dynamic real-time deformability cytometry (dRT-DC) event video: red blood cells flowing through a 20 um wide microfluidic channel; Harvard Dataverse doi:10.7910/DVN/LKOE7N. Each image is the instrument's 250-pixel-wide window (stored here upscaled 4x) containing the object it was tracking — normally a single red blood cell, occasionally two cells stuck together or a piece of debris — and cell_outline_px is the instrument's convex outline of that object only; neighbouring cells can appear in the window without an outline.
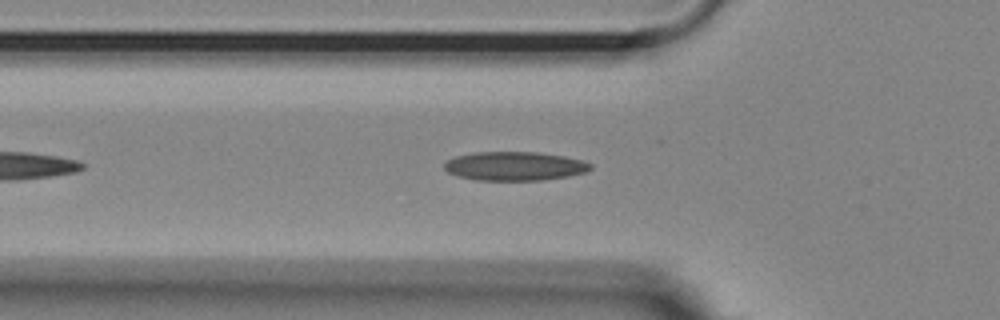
{"species": "Egyptian fruit bat (a non-hibernating species)", "species_latin": "Rousettus aegyptiacus", "temperature_condition": "room temperature", "stored_images_in_passage": 29, "camera_frame_rate_fps": 3000, "um_per_image_px": 0.085, "animal": {"sex": "female"}, "frame": {"image": 1, "passage_image": 8, "time_ms": 2.333, "image_size_px": [1000, 320], "cell_outline_px": [[592, 168], [584, 172], [568, 176], [540, 180], [476, 180], [456, 176], [448, 172], [444, 168], [444, 164], [448, 160], [456, 156], [472, 152], [536, 152], [564, 156], [580, 160], [592, 164]], "centroid_in_image_um": [43.71, 14.12], "position_along_channel_um": 82.1, "area_um2": 24.51}}
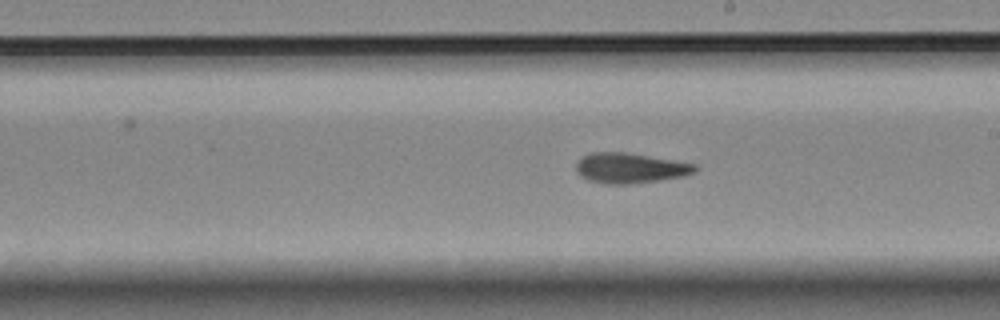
{"frame": {"image": 2, "passage_image": 17, "time_ms": 5.333, "image_size_px": [1000, 320], "cell_outline_px": [[696, 168], [692, 172], [684, 176], [628, 184], [608, 184], [588, 180], [580, 176], [576, 172], [576, 160], [580, 156], [588, 152], [624, 152], [696, 164]], "centroid_in_image_um": [53.45, 14.27], "position_along_channel_um": 235.6, "area_um2": 20.81}}
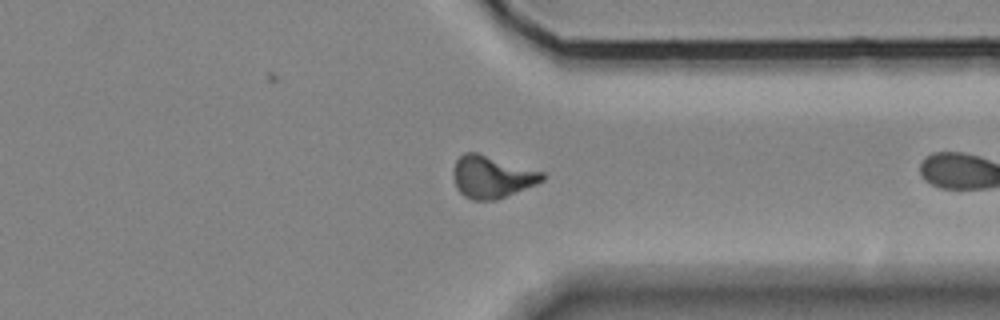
{"frame": {"image": 3, "passage_image": 28, "time_ms": 9.0, "image_size_px": [1000, 320], "cell_outline_px": [[544, 180], [536, 184], [496, 200], [472, 200], [464, 196], [456, 188], [452, 172], [456, 160], [464, 152], [476, 152], [544, 172]], "centroid_in_image_um": [41.78, 15.03], "position_along_channel_um": 369.6, "area_um2": 21.85}}